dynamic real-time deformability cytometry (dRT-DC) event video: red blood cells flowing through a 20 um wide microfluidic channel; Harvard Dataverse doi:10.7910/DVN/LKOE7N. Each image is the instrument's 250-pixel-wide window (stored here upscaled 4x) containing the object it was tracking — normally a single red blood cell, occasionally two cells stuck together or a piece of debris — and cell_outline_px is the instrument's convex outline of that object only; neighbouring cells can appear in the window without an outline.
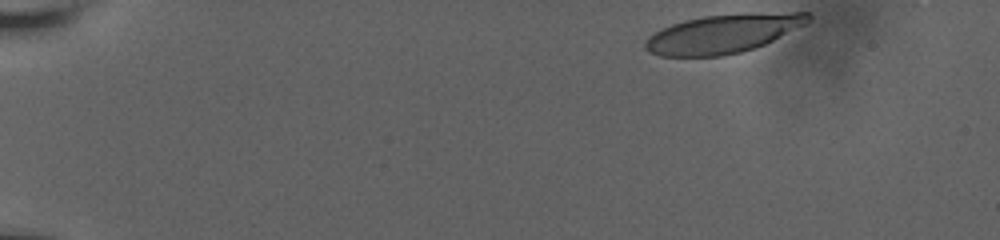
{"species": "human", "species_latin": "Homo sapiens", "temperature_condition": "room temperature", "stored_images_in_passage": 44, "camera_frame_rate_fps": 3000, "um_per_image_px": 0.085, "donor": {"sex": "male"}, "frame": {"image": 1, "passage_image": 1, "time_ms": 0.0, "image_size_px": [1000, 240], "cell_outline_px": [[812, 20], [808, 24], [764, 44], [740, 52], [724, 56], [660, 56], [648, 52], [644, 48], [644, 44], [648, 36], [672, 24], [684, 20], [704, 16], [744, 12], [808, 12], [812, 16]], "centroid_in_image_um": [61.51, 2.84], "position_along_channel_um": 23.5, "area_um2": 37.17}}
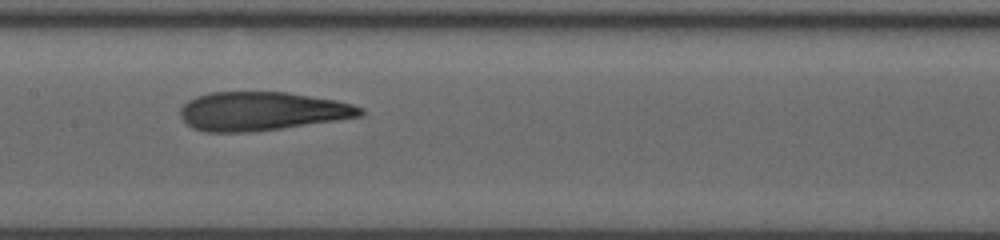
{"frame": {"image": 2, "passage_image": 24, "time_ms": 7.667, "image_size_px": [1000, 240], "cell_outline_px": [[364, 112], [360, 116], [336, 120], [252, 132], [208, 132], [192, 128], [180, 116], [180, 108], [188, 100], [196, 96], [212, 92], [288, 92], [336, 100], [352, 104], [364, 108]], "centroid_in_image_um": [22.24, 9.45], "position_along_channel_um": 185.2, "area_um2": 40.46}}
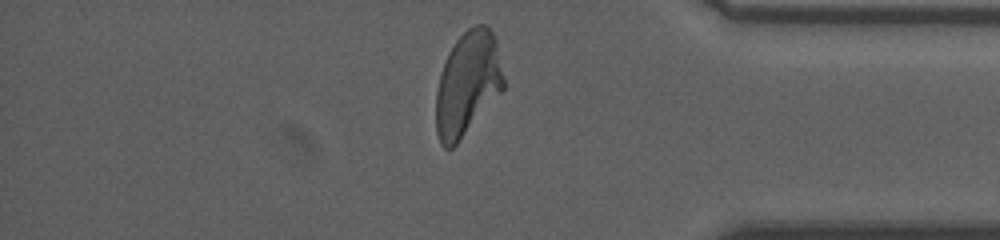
{"frame": {"image": 3, "passage_image": 42, "time_ms": 13.667, "image_size_px": [1000, 240], "cell_outline_px": [[504, 88], [456, 144], [452, 148], [444, 148], [440, 144], [436, 132], [436, 92], [440, 72], [448, 52], [456, 40], [468, 28], [476, 24], [488, 24], [496, 36], [504, 80]], "centroid_in_image_um": [39.74, 7.07], "position_along_channel_um": 395.5, "area_um2": 40.98}, "authors_computed_cell_mechanics": {"area_um2": 40.4889, "velocity_mm_per_s": 3.7888, "shape_relaxation_time_tau1_ms": null, "shape_relaxation_time_tau2_ms": 1.652, "deformation_change_tau1": null, "deformation_change_tau2": 0.1075}}